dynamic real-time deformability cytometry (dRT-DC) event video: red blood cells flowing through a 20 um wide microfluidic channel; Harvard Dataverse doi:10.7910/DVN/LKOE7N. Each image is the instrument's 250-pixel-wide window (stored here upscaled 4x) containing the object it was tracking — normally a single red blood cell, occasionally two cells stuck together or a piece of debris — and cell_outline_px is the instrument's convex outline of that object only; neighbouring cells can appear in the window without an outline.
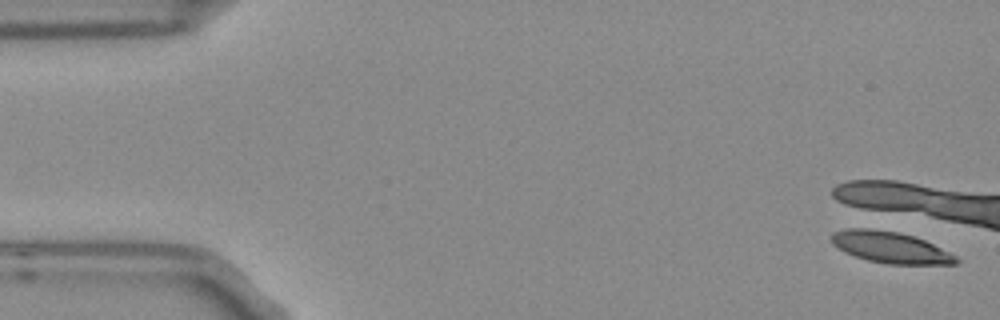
{"species": "Egyptian fruit bat (a non-hibernating species)", "species_latin": "Rousettus aegyptiacus", "temperature_condition": "room temperature", "stored_images_in_passage": 1, "camera_frame_rate_fps": 3000, "um_per_image_px": 0.085, "frame": {"image": 1, "passage_image": 1, "time_ms": 0.0, "image_size_px": [1000, 320], "cell_outline_px": [[960, 260], [956, 264], [888, 264], [868, 260], [844, 252], [832, 244], [832, 232], [860, 224], [900, 232], [924, 240], [956, 256]], "centroid_in_image_um": [75.6, 20.97], "position_along_channel_um": 9.4, "area_um2": 23.29}}